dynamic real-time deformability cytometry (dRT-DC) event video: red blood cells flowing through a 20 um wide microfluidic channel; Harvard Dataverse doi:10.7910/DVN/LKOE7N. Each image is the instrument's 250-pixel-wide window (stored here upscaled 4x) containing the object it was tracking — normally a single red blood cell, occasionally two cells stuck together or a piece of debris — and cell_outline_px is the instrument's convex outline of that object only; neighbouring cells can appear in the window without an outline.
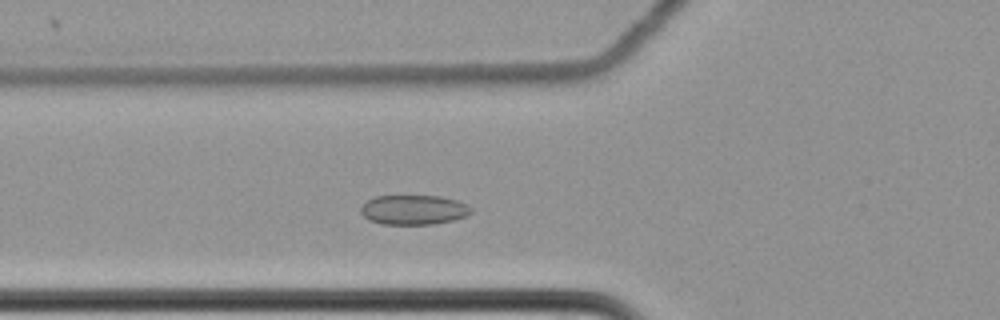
{"species": "common noctule bat (a hibernating species)", "species_latin": "Nyctalus noctula", "temperature_condition": "cold", "stored_images_in_passage": 51, "camera_frame_rate_fps": 3000, "um_per_image_px": 0.085, "animal": {"sex": "female", "body_mass_g": 22.7, "forearm_length_mm": 54.2}, "frame": {"image": 1, "passage_image": 13, "time_ms": 4.0, "image_size_px": [1000, 320], "cell_outline_px": [[472, 212], [464, 216], [452, 220], [432, 224], [380, 224], [368, 220], [360, 212], [360, 208], [368, 200], [376, 196], [440, 196], [456, 200], [468, 204], [472, 208]], "centroid_in_image_um": [35.15, 17.83], "position_along_channel_um": 90.7, "area_um2": 19.02}}
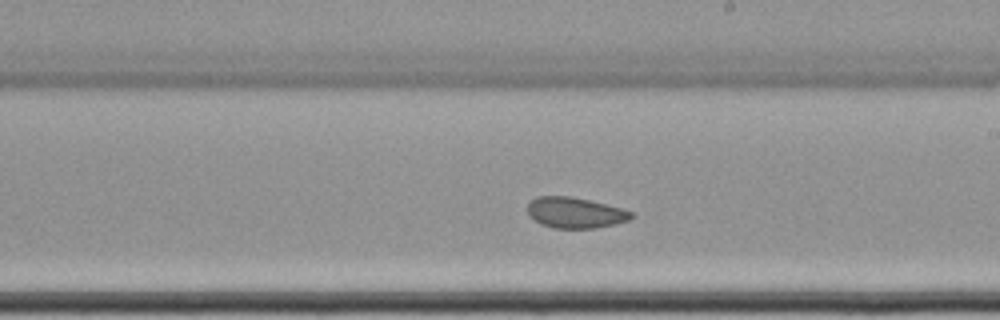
{"frame": {"image": 2, "passage_image": 26, "time_ms": 8.333, "image_size_px": [1000, 320], "cell_outline_px": [[636, 216], [628, 220], [616, 224], [596, 228], [556, 228], [544, 224], [536, 220], [528, 212], [528, 204], [536, 196], [572, 196], [620, 208], [632, 212]], "centroid_in_image_um": [48.93, 18.07], "position_along_channel_um": 240.1, "area_um2": 18.32}}
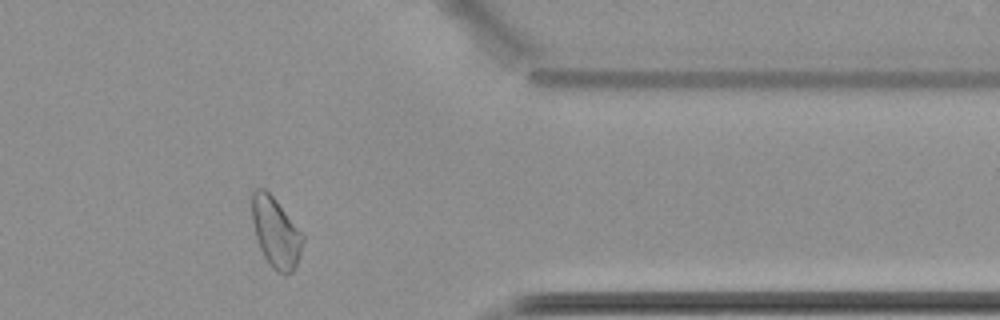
{"frame": {"image": 3, "passage_image": 40, "time_ms": 13.0, "image_size_px": [1000, 320], "cell_outline_px": [[304, 240], [296, 268], [292, 272], [276, 272], [268, 264], [260, 248], [256, 236], [252, 220], [252, 192], [256, 188], [264, 188], [276, 200], [304, 236]], "centroid_in_image_um": [23.44, 19.77], "position_along_channel_um": 388.0, "area_um2": 20.52}, "authors_computed_cell_mechanics": {"area_um2": 20.3456, "velocity_mm_per_s": 3.4573, "shape_relaxation_time_tau1_ms": null, "shape_relaxation_time_tau2_ms": 1.4219, "deformation_change_tau1": null, "deformation_change_tau2": 0.0573}}